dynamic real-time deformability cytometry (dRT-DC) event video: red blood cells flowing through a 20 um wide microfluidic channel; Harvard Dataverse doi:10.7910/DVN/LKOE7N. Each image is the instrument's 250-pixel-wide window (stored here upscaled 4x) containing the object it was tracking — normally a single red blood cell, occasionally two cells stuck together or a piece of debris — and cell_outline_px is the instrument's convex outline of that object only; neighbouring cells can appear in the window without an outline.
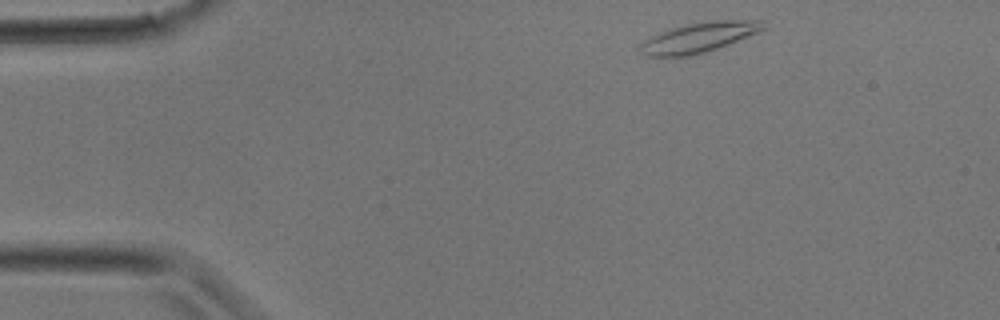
{"species": "common noctule bat (a hibernating species)", "species_latin": "Nyctalus noctula", "temperature_condition": "room temperature", "stored_images_in_passage": 29, "camera_frame_rate_fps": 3000, "um_per_image_px": 0.085, "animal": {"sex": "male", "body_mass_g": 17.9}, "frame": {"image": 1, "passage_image": 1, "time_ms": 0.0, "image_size_px": [1000, 320], "cell_outline_px": [[768, 28], [716, 48], [704, 52], [688, 56], [644, 56], [640, 48], [640, 44], [648, 36], [672, 28], [688, 24], [716, 20], [764, 20]], "centroid_in_image_um": [59.41, 3.17], "position_along_channel_um": 25.6, "area_um2": 21.21}}
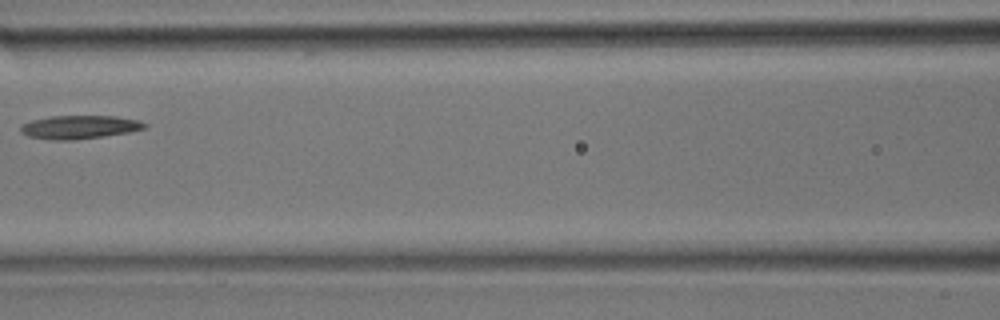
{"frame": {"image": 2, "passage_image": 11, "time_ms": 3.333, "image_size_px": [1000, 320], "cell_outline_px": [[148, 128], [128, 132], [104, 136], [72, 140], [52, 140], [28, 136], [20, 132], [20, 128], [24, 124], [32, 120], [52, 116], [116, 116], [140, 120], [148, 124]], "centroid_in_image_um": [6.8, 10.8], "position_along_channel_um": 159.8, "area_um2": 16.94}}
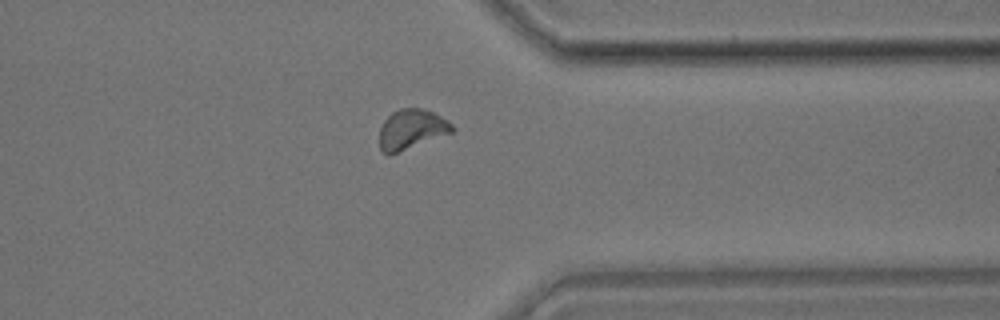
{"frame": {"image": 3, "passage_image": 22, "time_ms": 7.0, "image_size_px": [1000, 320], "cell_outline_px": [[456, 128], [452, 132], [388, 156], [380, 152], [380, 128], [384, 120], [392, 112], [400, 108], [420, 108], [432, 112], [440, 116], [452, 124]], "centroid_in_image_um": [34.94, 11.0], "position_along_channel_um": 376.5, "area_um2": 16.82}}